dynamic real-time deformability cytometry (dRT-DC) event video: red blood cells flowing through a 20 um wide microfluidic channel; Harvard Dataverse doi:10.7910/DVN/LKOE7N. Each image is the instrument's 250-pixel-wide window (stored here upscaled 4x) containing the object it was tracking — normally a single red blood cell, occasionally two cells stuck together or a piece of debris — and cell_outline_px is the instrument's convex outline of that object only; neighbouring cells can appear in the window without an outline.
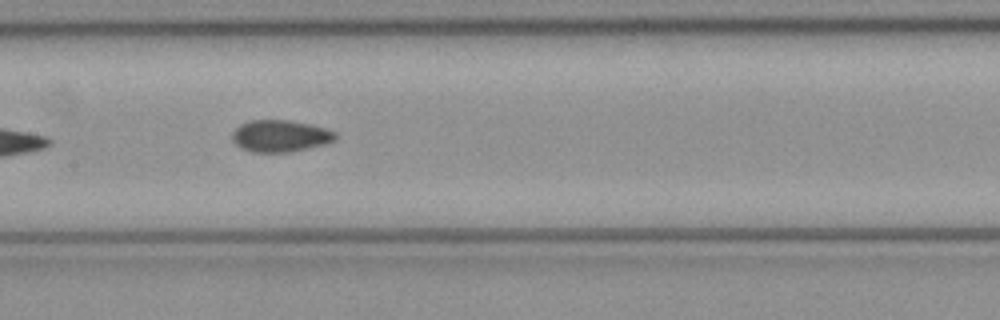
{"species": "common noctule bat (a hibernating species)", "species_latin": "Nyctalus noctula", "temperature_condition": "cold", "stored_images_in_passage": 9, "camera_frame_rate_fps": 3000, "um_per_image_px": 0.085, "animal": {"sex": "female", "body_mass_g": 21.9}, "frame": {"image": 1, "passage_image": 7, "time_ms": 2.0, "image_size_px": [1000, 320], "cell_outline_px": [[336, 140], [324, 144], [292, 152], [252, 152], [240, 148], [232, 140], [232, 132], [240, 124], [252, 120], [288, 120], [308, 124], [324, 128], [336, 132]], "centroid_in_image_um": [23.8, 11.56], "position_along_channel_um": 183.6, "area_um2": 19.13}}
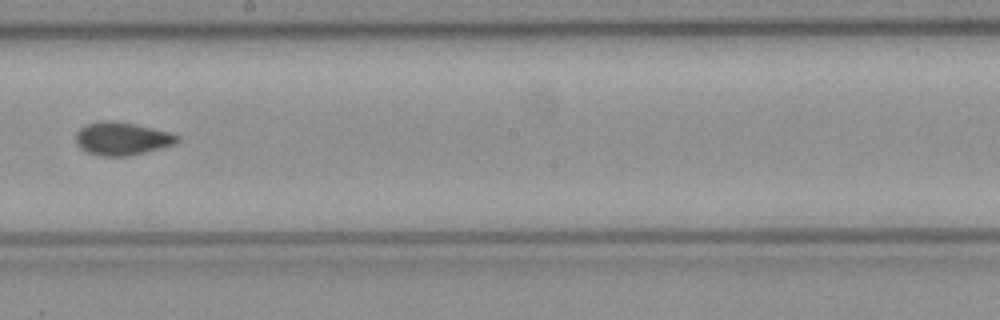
{"frame": {"image": 2, "passage_image": 8, "time_ms": 2.333, "image_size_px": [1000, 320], "cell_outline_px": [[180, 140], [172, 144], [160, 148], [128, 156], [100, 156], [88, 152], [80, 148], [76, 144], [76, 132], [80, 128], [88, 124], [100, 120], [112, 120], [136, 124], [168, 132], [180, 136]], "centroid_in_image_um": [10.33, 11.77], "position_along_channel_um": 237.9, "area_um2": 19.42}}
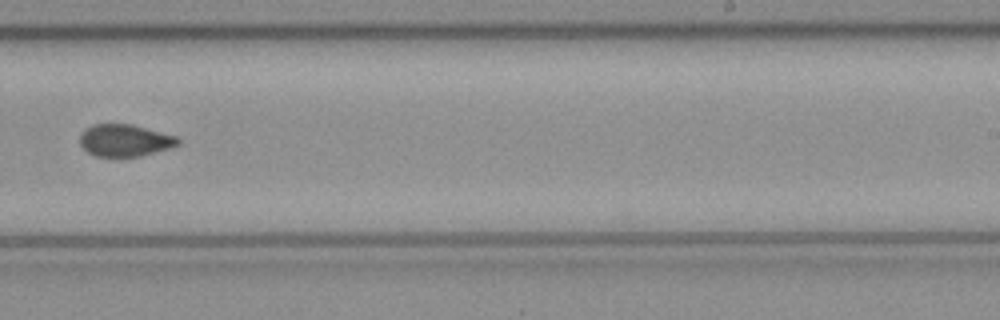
{"frame": {"image": 3, "passage_image": 9, "time_ms": 2.667, "image_size_px": [1000, 320], "cell_outline_px": [[180, 144], [168, 148], [140, 156], [96, 156], [88, 152], [80, 144], [80, 132], [84, 128], [92, 124], [132, 124], [176, 136], [180, 140]], "centroid_in_image_um": [10.58, 11.91], "position_along_channel_um": 278.4, "area_um2": 18.26}}